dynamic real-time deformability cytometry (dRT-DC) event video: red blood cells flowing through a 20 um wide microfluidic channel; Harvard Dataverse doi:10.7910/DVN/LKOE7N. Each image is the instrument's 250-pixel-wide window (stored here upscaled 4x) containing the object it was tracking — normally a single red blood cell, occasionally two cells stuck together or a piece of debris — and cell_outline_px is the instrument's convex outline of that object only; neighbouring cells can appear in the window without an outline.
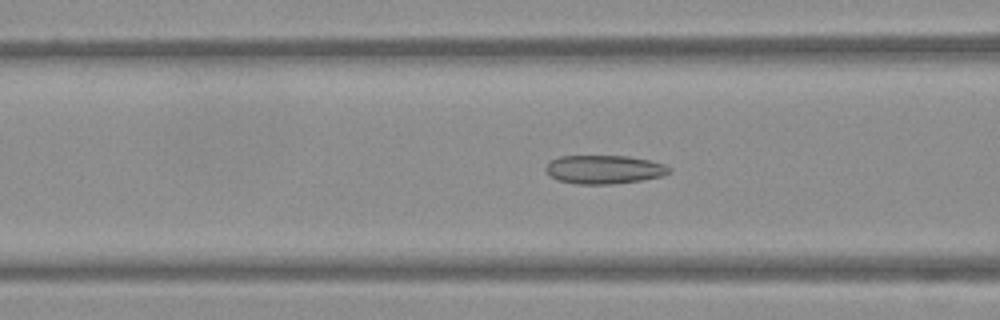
{"species": "Egyptian fruit bat (a non-hibernating species)", "species_latin": "Rousettus aegyptiacus", "temperature_condition": "warm", "stored_images_in_passage": 46, "camera_frame_rate_fps": 3000, "um_per_image_px": 0.085, "frame": {"image": 1, "passage_image": 15, "time_ms": 4.667, "image_size_px": [1000, 320], "cell_outline_px": [[672, 172], [664, 176], [640, 180], [612, 184], [576, 184], [560, 180], [552, 176], [544, 168], [552, 160], [560, 156], [628, 156], [648, 160], [664, 164], [672, 168]], "centroid_in_image_um": [51.41, 14.4], "position_along_channel_um": 115.2, "area_um2": 20.46}}
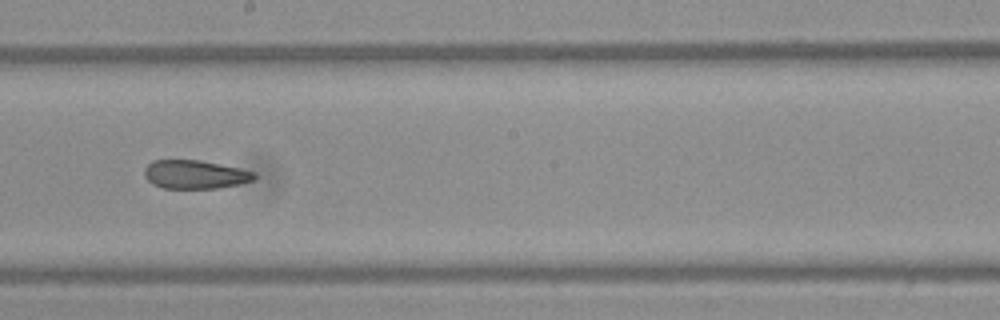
{"frame": {"image": 2, "passage_image": 24, "time_ms": 7.667, "image_size_px": [1000, 320], "cell_outline_px": [[256, 180], [240, 184], [220, 188], [164, 188], [152, 184], [144, 176], [144, 168], [152, 160], [200, 160], [240, 168], [256, 172]], "centroid_in_image_um": [16.6, 14.83], "position_along_channel_um": 231.6, "area_um2": 18.5}}
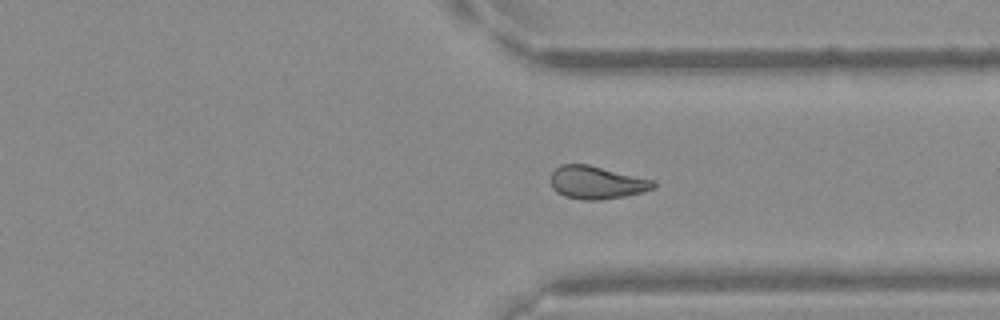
{"frame": {"image": 3, "passage_image": 34, "time_ms": 11.0, "image_size_px": [1000, 320], "cell_outline_px": [[656, 188], [624, 196], [600, 200], [584, 200], [564, 196], [556, 192], [552, 188], [552, 172], [560, 164], [588, 164], [652, 180], [656, 184]], "centroid_in_image_um": [50.69, 15.51], "position_along_channel_um": 360.7, "area_um2": 19.48}}